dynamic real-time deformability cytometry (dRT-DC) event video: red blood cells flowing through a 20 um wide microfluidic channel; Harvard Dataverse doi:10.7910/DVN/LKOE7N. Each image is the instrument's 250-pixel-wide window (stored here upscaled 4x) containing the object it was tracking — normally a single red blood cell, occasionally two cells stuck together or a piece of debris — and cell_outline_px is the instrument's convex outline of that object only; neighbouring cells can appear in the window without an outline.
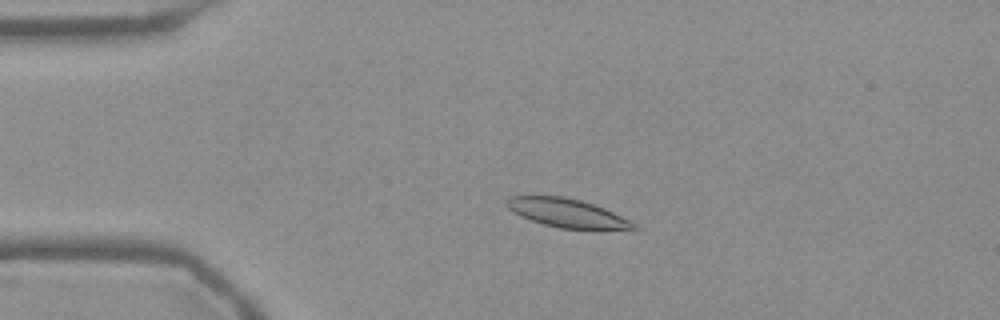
{"species": "Egyptian fruit bat (a non-hibernating species)", "species_latin": "Rousettus aegyptiacus", "temperature_condition": "warm", "stored_images_in_passage": 47, "camera_frame_rate_fps": 3000, "um_per_image_px": 0.085, "frame": {"image": 1, "passage_image": 5, "time_ms": 1.333, "image_size_px": [1000, 320], "cell_outline_px": [[640, 228], [636, 232], [560, 228], [544, 224], [520, 216], [512, 212], [504, 204], [504, 200], [508, 196], [564, 196], [580, 200], [604, 208], [632, 220]], "centroid_in_image_um": [48.33, 18.15], "position_along_channel_um": 36.7, "area_um2": 22.08}}
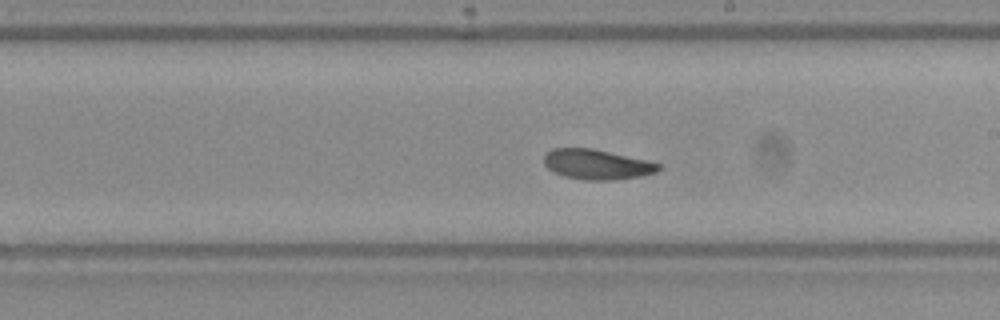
{"frame": {"image": 2, "passage_image": 24, "time_ms": 7.667, "image_size_px": [1000, 320], "cell_outline_px": [[660, 168], [656, 172], [640, 176], [612, 180], [584, 180], [564, 176], [552, 172], [544, 164], [544, 156], [552, 148], [592, 148], [648, 160], [660, 164]], "centroid_in_image_um": [50.72, 13.97], "position_along_channel_um": 238.3, "area_um2": 20.06}}
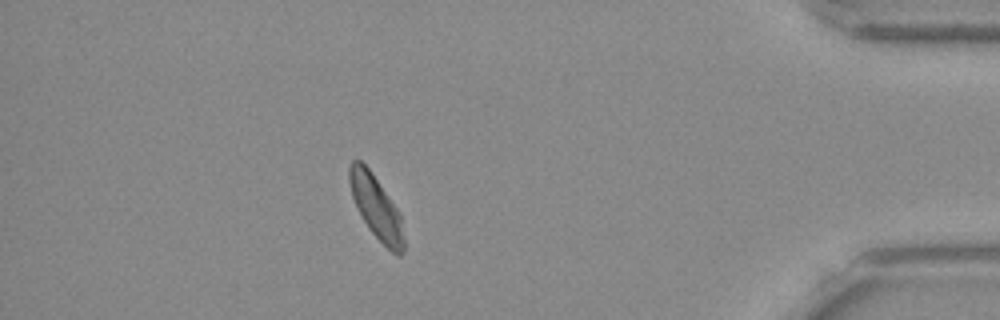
{"frame": {"image": 3, "passage_image": 41, "time_ms": 13.333, "image_size_px": [1000, 320], "cell_outline_px": [[404, 252], [400, 256], [392, 252], [368, 228], [356, 208], [352, 196], [348, 180], [348, 168], [352, 160], [360, 160], [372, 172], [400, 212], [404, 240]], "centroid_in_image_um": [31.96, 17.6], "position_along_channel_um": 403.2, "area_um2": 20.06}, "authors_computed_cell_mechanics": {"area_um2": 20.4034, "velocity_mm_per_s": 3.736, "shape_relaxation_time_tau1_ms": 6.6139, "shape_relaxation_time_tau2_ms": 3.1979, "deformation_change_tau1": 0.1292, "deformation_change_tau2": 0.0718}}